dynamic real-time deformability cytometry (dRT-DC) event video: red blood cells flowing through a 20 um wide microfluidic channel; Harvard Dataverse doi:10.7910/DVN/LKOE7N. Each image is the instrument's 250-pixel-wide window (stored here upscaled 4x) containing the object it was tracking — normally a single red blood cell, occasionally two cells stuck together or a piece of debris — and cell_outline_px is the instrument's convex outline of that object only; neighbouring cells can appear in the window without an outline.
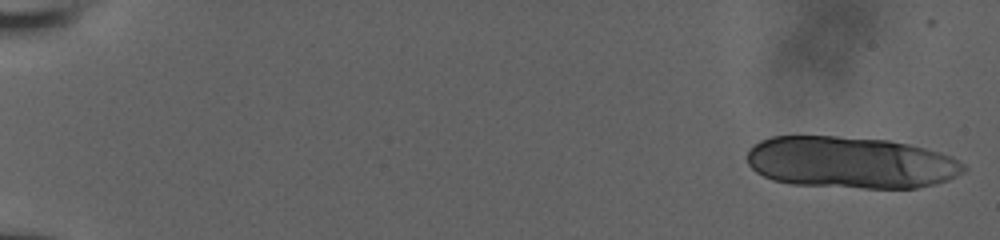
{"species": "human", "species_latin": "Homo sapiens", "temperature_condition": "room temperature", "stored_images_in_passage": 38, "camera_frame_rate_fps": 3000, "um_per_image_px": 0.085, "donor": {"sex": "male"}, "frame": {"image": 1, "passage_image": 1, "time_ms": 0.0, "image_size_px": [1000, 240], "cell_outline_px": [[968, 168], [964, 172], [948, 180], [936, 184], [916, 188], [864, 188], [792, 184], [772, 180], [756, 172], [748, 164], [748, 148], [760, 140], [772, 136], [836, 136], [888, 140], [908, 144], [940, 152], [952, 156], [964, 164]], "centroid_in_image_um": [72.31, 13.81], "position_along_channel_um": 12.7, "area_um2": 65.72}}